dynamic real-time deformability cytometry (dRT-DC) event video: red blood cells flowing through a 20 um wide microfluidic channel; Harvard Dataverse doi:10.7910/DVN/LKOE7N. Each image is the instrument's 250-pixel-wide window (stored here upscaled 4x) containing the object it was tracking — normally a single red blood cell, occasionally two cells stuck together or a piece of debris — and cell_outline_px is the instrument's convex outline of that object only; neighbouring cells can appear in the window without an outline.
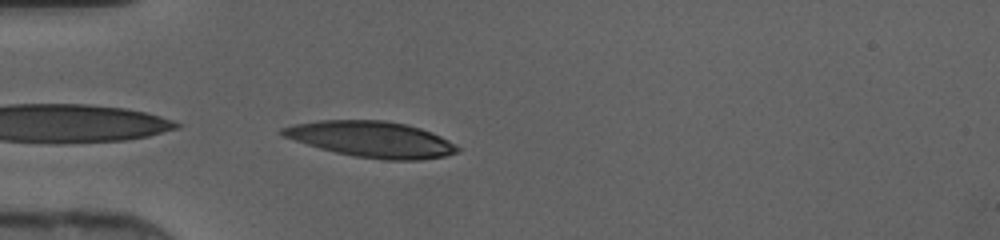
{"species": "human", "species_latin": "Homo sapiens", "temperature_condition": "cold", "stored_images_in_passage": 33, "camera_frame_rate_fps": 3000, "um_per_image_px": 0.085, "donor": {"sex": "female"}, "frame": {"image": 1, "passage_image": 1, "time_ms": 0.0, "image_size_px": [1000, 240], "cell_outline_px": [[460, 152], [448, 156], [420, 160], [384, 160], [352, 156], [320, 148], [284, 136], [276, 132], [280, 128], [296, 124], [320, 120], [384, 120], [404, 124], [420, 128], [432, 132], [448, 140], [460, 148]], "centroid_in_image_um": [31.61, 11.85], "position_along_channel_um": 53.4, "area_um2": 36.65}}
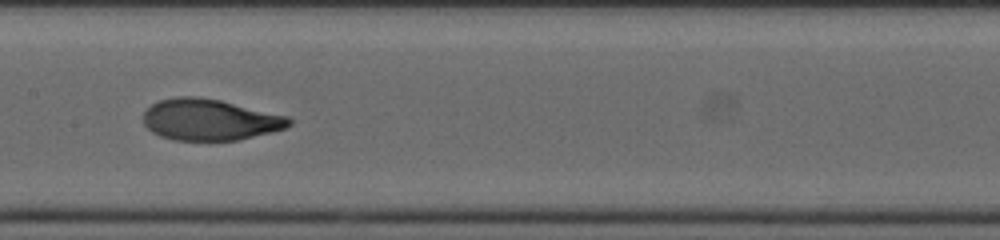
{"frame": {"image": 2, "passage_image": 11, "time_ms": 3.333, "image_size_px": [1000, 240], "cell_outline_px": [[292, 124], [288, 128], [272, 132], [236, 140], [172, 140], [160, 136], [152, 132], [144, 124], [144, 112], [152, 104], [160, 100], [176, 96], [196, 96], [220, 100], [288, 116], [292, 120]], "centroid_in_image_um": [17.84, 10.17], "position_along_channel_um": 189.6, "area_um2": 35.08}}
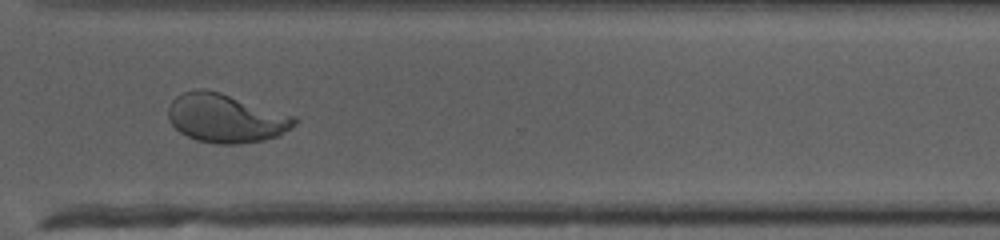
{"frame": {"image": 3, "passage_image": 22, "time_ms": 7.0, "image_size_px": [1000, 240], "cell_outline_px": [[300, 120], [296, 124], [280, 136], [264, 140], [240, 144], [216, 144], [196, 140], [180, 132], [168, 120], [168, 108], [172, 100], [176, 96], [184, 92], [200, 88], [204, 88], [220, 92], [296, 116]], "centroid_in_image_um": [19.22, 10.05], "position_along_channel_um": 351.4, "area_um2": 36.13}}